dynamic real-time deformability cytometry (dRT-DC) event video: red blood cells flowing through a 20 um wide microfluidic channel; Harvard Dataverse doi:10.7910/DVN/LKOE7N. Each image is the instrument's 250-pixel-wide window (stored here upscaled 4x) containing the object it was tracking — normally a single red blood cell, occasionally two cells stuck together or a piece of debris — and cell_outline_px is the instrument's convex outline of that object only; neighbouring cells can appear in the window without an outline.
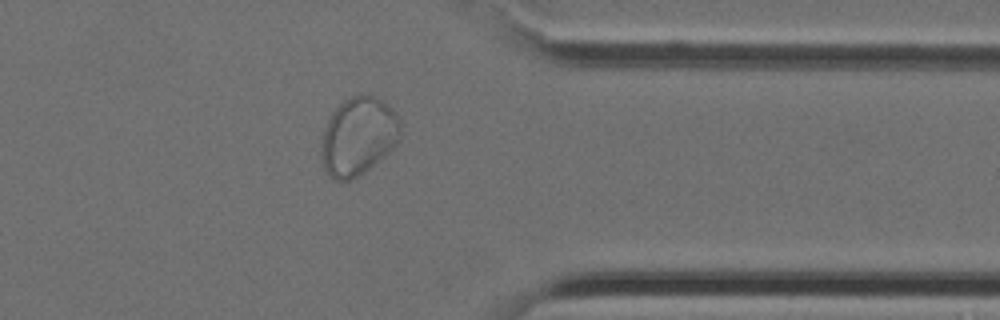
{"species": "Egyptian fruit bat (a non-hibernating species)", "species_latin": "Rousettus aegyptiacus", "temperature_condition": "cold", "stored_images_in_passage": 27, "camera_frame_rate_fps": 3000, "um_per_image_px": 0.085, "animal": {"sex": "female"}, "frame": {"image": 1, "passage_image": 23, "time_ms": 7.333, "image_size_px": [1000, 320], "cell_outline_px": [[400, 136], [396, 144], [392, 148], [364, 172], [352, 180], [336, 180], [324, 168], [324, 128], [332, 112], [344, 100], [360, 92], [364, 92], [380, 100], [392, 108], [400, 120]], "centroid_in_image_um": [30.49, 11.53], "position_along_channel_um": 380.9, "area_um2": 35.2}}